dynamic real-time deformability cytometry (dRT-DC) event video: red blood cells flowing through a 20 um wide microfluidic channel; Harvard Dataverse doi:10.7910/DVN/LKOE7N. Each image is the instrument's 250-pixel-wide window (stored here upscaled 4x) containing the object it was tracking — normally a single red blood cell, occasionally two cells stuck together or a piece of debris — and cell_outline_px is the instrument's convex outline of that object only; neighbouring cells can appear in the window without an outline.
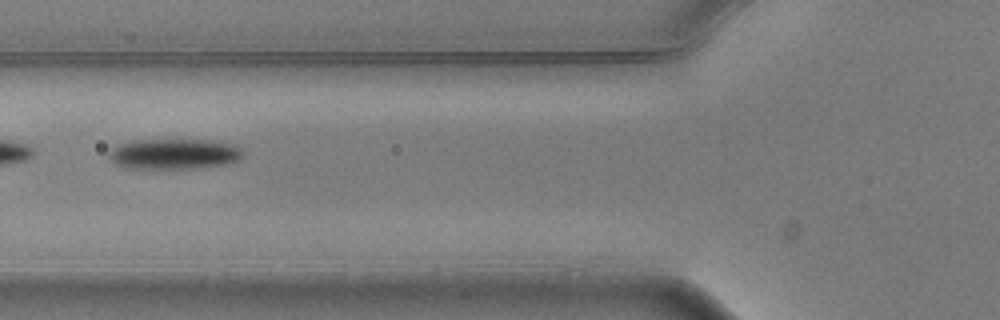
{"species": "common noctule bat (a hibernating species)", "species_latin": "Nyctalus noctula", "temperature_condition": "warm", "stored_images_in_passage": 3, "camera_frame_rate_fps": 3000, "um_per_image_px": 0.085, "animal": {"sex": "male", "body_mass_g": 20.5, "forearm_length_mm": 52.5}, "frame": {"image": 1, "passage_image": 2, "time_ms": 0.333, "image_size_px": [1000, 320], "cell_outline_px": [[240, 160], [228, 164], [200, 168], [124, 168], [116, 164], [108, 156], [108, 152], [116, 144], [132, 140], [208, 140], [236, 144], [240, 148]], "centroid_in_image_um": [14.77, 13.08], "position_along_channel_um": 111.0, "area_um2": 23.93}}
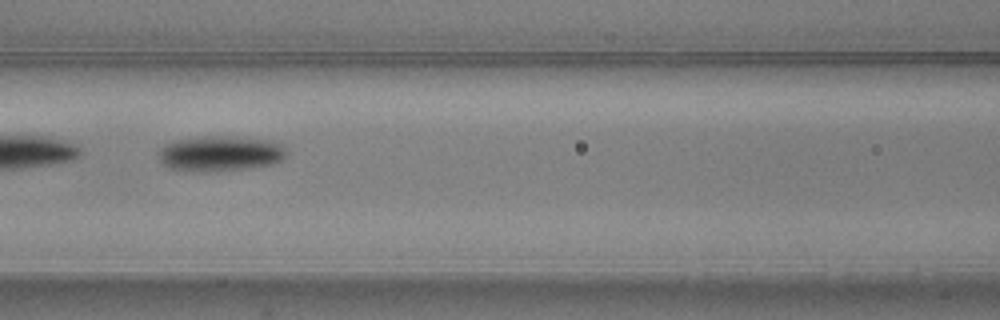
{"frame": {"image": 2, "passage_image": 3, "time_ms": 0.667, "image_size_px": [1000, 320], "cell_outline_px": [[288, 156], [284, 160], [272, 164], [248, 168], [216, 172], [196, 172], [168, 168], [160, 160], [156, 152], [164, 144], [176, 140], [204, 136], [244, 136], [272, 140], [280, 144], [288, 152]], "centroid_in_image_um": [18.74, 13.05], "position_along_channel_um": 147.9, "area_um2": 27.17}}